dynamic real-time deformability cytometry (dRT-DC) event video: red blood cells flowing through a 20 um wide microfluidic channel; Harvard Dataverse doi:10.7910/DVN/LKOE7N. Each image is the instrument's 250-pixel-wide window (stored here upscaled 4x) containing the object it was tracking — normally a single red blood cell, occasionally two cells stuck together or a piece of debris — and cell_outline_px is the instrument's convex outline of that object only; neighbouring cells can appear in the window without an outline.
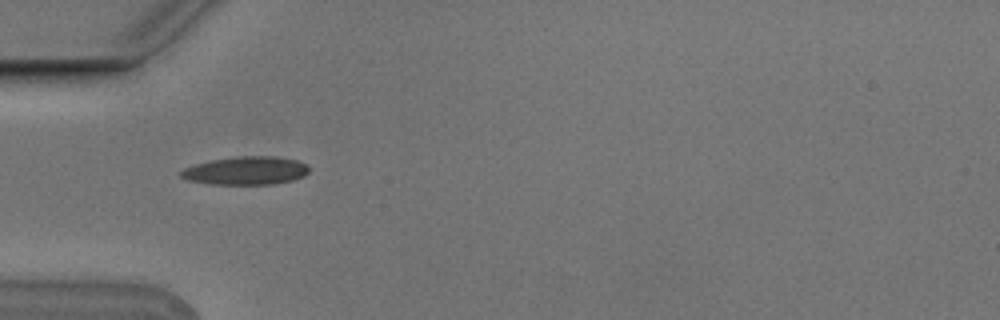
{"species": "Egyptian fruit bat (a non-hibernating species)", "species_latin": "Rousettus aegyptiacus", "temperature_condition": "cold", "stored_images_in_passage": 4, "camera_frame_rate_fps": 3000, "um_per_image_px": 0.085, "animal": {"sex": "male"}, "frame": {"image": 1, "passage_image": 1, "time_ms": 0.0, "image_size_px": [1000, 320], "cell_outline_px": [[308, 172], [304, 176], [292, 180], [272, 184], [212, 184], [188, 180], [180, 176], [180, 172], [184, 168], [196, 164], [212, 160], [236, 156], [276, 156], [296, 160], [308, 164]], "centroid_in_image_um": [20.92, 14.5], "position_along_channel_um": 64.1, "area_um2": 20.98}}
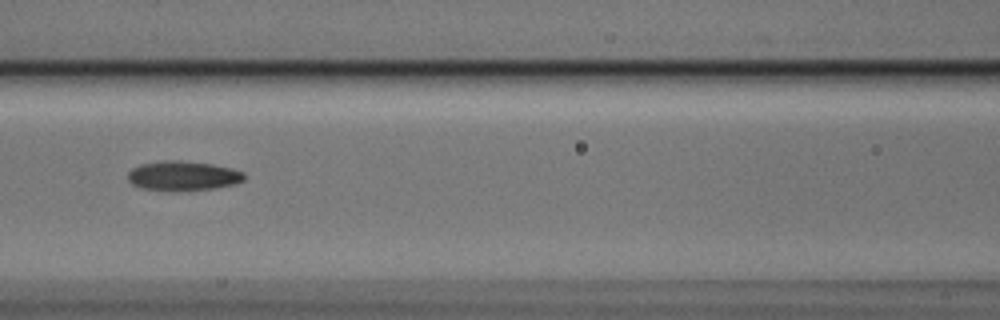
{"frame": {"image": 2, "passage_image": 3, "time_ms": 0.667, "image_size_px": [1000, 320], "cell_outline_px": [[244, 180], [236, 184], [216, 188], [180, 192], [168, 192], [140, 188], [132, 184], [128, 180], [128, 172], [132, 168], [140, 164], [164, 160], [180, 160], [212, 164], [232, 168], [244, 172]], "centroid_in_image_um": [15.54, 14.97], "position_along_channel_um": 151.1, "area_um2": 20.63}}
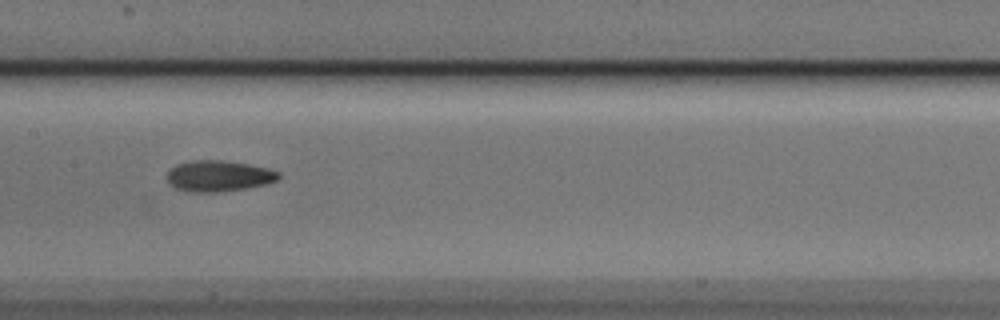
{"frame": {"image": 3, "passage_image": 4, "time_ms": 1.0, "image_size_px": [1000, 320], "cell_outline_px": [[280, 176], [276, 180], [268, 184], [244, 188], [216, 192], [192, 192], [176, 188], [168, 180], [168, 172], [176, 164], [192, 160], [220, 160], [248, 164], [268, 168], [280, 172]], "centroid_in_image_um": [18.61, 14.95], "position_along_channel_um": 188.8, "area_um2": 19.94}}